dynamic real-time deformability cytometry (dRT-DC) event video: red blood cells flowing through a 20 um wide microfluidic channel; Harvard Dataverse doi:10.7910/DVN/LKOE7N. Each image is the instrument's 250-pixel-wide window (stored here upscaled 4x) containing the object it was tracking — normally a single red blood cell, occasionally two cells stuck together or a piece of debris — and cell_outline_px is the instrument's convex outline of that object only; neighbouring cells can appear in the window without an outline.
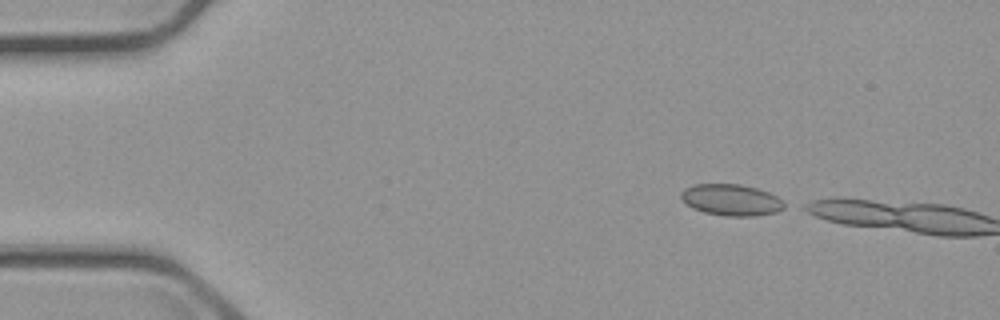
{"species": "common noctule bat (a hibernating species)", "species_latin": "Nyctalus noctula", "temperature_condition": "cold", "stored_images_in_passage": 5, "camera_frame_rate_fps": 3000, "um_per_image_px": 0.085, "animal": {"sex": "male", "body_mass_g": 23.1, "forearm_length_mm": 52.7}, "frame": {"image": 1, "passage_image": 5, "time_ms": 6.333, "image_size_px": [1000, 320], "cell_outline_px": [[788, 204], [784, 208], [776, 212], [756, 216], [724, 216], [704, 212], [692, 208], [680, 196], [680, 192], [684, 188], [696, 184], [740, 184], [756, 188], [768, 192], [776, 196]], "centroid_in_image_um": [62.18, 16.99], "position_along_channel_um": 22.8, "area_um2": 18.96}}